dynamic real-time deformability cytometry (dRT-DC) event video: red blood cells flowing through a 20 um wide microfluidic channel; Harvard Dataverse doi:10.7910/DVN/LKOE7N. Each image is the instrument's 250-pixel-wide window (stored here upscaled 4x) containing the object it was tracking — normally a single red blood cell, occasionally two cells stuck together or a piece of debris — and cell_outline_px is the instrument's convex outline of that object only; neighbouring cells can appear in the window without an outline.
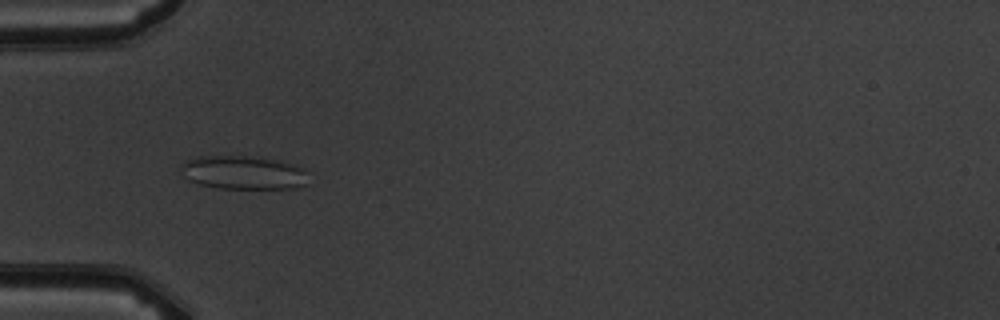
{"species": "common noctule bat (a hibernating species)", "species_latin": "Nyctalus noctula", "temperature_condition": "warm", "stored_images_in_passage": 4, "camera_frame_rate_fps": 3000, "um_per_image_px": 0.085, "animal": {"sex": "male", "body_mass_g": 19.5, "forearm_length_mm": 54.6}, "frame": {"image": 1, "passage_image": 1, "time_ms": 0.0, "image_size_px": [1000, 320], "cell_outline_px": [[304, 184], [292, 188], [216, 188], [196, 184], [188, 180], [184, 176], [180, 164], [184, 160], [196, 156], [264, 156], [296, 164], [304, 168]], "centroid_in_image_um": [20.61, 14.64], "position_along_channel_um": 64.4, "area_um2": 25.2}}
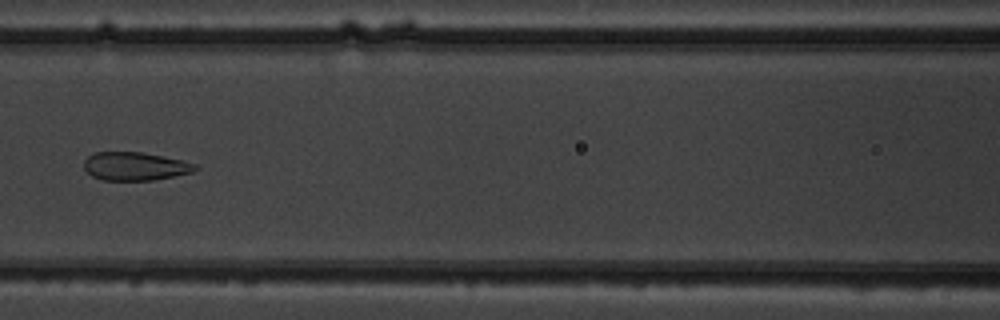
{"frame": {"image": 2, "passage_image": 3, "time_ms": 2.333, "image_size_px": [1000, 320], "cell_outline_px": [[200, 168], [192, 172], [152, 180], [104, 180], [92, 176], [84, 168], [84, 160], [92, 152], [140, 152], [180, 160], [196, 164]], "centroid_in_image_um": [11.45, 14.13], "position_along_channel_um": 155.2, "area_um2": 18.15}}
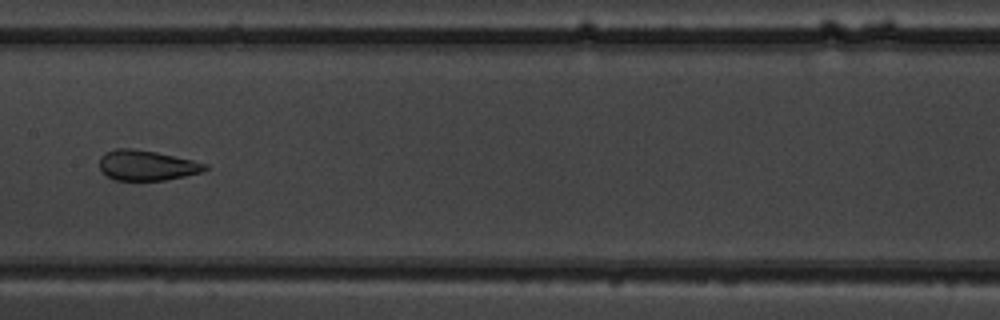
{"frame": {"image": 3, "passage_image": 4, "time_ms": 3.333, "image_size_px": [1000, 320], "cell_outline_px": [[208, 168], [200, 172], [184, 176], [164, 180], [116, 180], [108, 176], [100, 168], [100, 156], [104, 152], [116, 148], [132, 148], [156, 152], [192, 160], [208, 164]], "centroid_in_image_um": [12.45, 14.04], "position_along_channel_um": 194.9, "area_um2": 18.44}}